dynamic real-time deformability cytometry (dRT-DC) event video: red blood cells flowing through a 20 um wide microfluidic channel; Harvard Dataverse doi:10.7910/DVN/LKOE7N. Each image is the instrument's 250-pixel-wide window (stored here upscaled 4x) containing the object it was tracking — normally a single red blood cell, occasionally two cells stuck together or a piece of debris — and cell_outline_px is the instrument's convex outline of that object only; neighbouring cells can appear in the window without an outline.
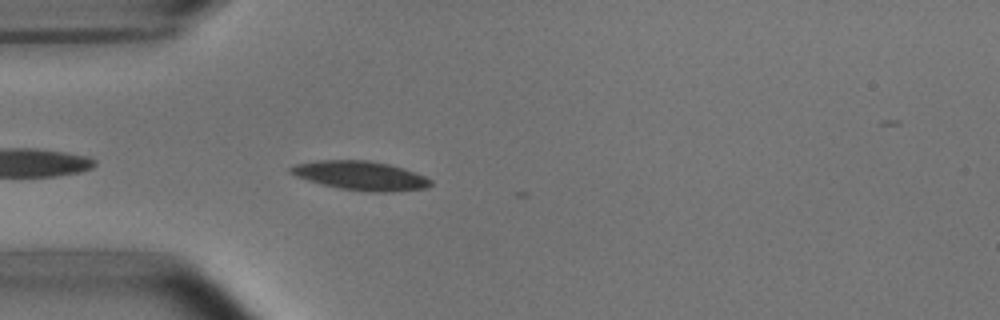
{"species": "common noctule bat (a hibernating species)", "species_latin": "Nyctalus noctula", "temperature_condition": "room temperature", "stored_images_in_passage": 8, "camera_frame_rate_fps": 3000, "um_per_image_px": 0.085, "animal": {"sex": "male", "body_mass_g": 15.6}, "frame": {"image": 1, "passage_image": 3, "time_ms": 0.667, "image_size_px": [1000, 320], "cell_outline_px": [[432, 184], [428, 188], [392, 192], [368, 192], [340, 188], [320, 184], [296, 176], [288, 172], [288, 168], [292, 164], [316, 160], [368, 160], [388, 164], [404, 168], [424, 176], [432, 180]], "centroid_in_image_um": [30.62, 14.92], "position_along_channel_um": 54.4, "area_um2": 23.93}}
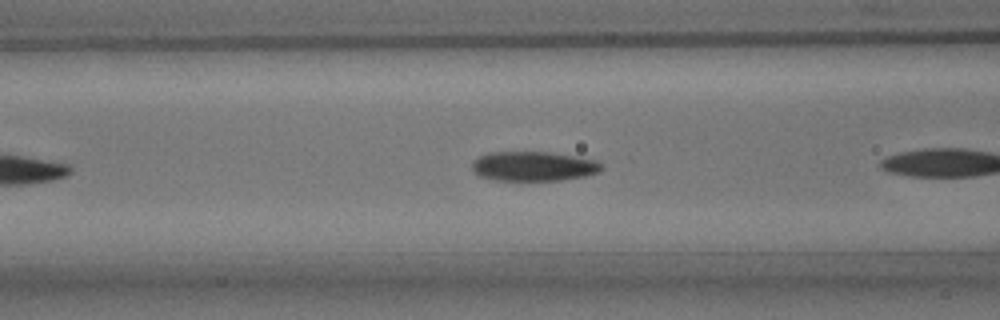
{"frame": {"image": 2, "passage_image": 6, "time_ms": 1.667, "image_size_px": [1000, 320], "cell_outline_px": [[604, 168], [600, 172], [584, 176], [560, 180], [496, 180], [480, 176], [472, 168], [472, 164], [480, 156], [488, 152], [548, 152], [596, 160], [604, 164]], "centroid_in_image_um": [45.39, 14.13], "position_along_channel_um": 121.2, "area_um2": 22.14}}